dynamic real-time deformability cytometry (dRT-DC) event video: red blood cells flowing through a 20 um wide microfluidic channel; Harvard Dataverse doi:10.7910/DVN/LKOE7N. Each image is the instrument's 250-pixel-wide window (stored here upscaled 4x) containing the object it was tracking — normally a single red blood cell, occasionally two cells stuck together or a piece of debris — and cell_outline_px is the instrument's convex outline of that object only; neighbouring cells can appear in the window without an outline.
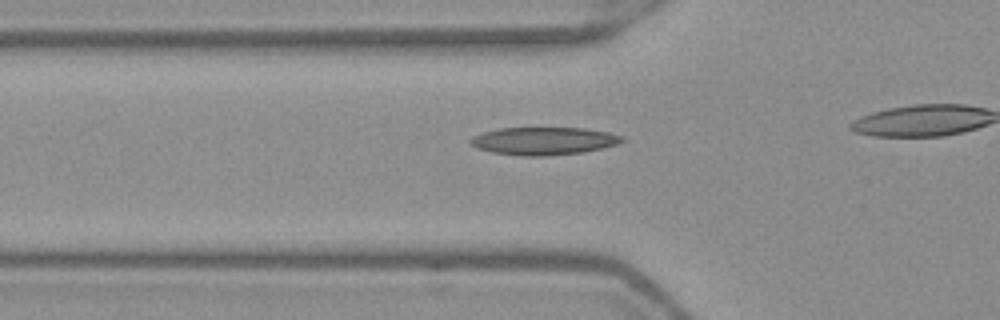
{"species": "Egyptian fruit bat (a non-hibernating species)", "species_latin": "Rousettus aegyptiacus", "temperature_condition": "warm", "stored_images_in_passage": 19, "camera_frame_rate_fps": 3000, "um_per_image_px": 0.085, "frame": {"image": 1, "passage_image": 14, "time_ms": 4.333, "image_size_px": [1000, 320], "cell_outline_px": [[624, 140], [616, 144], [584, 152], [548, 156], [520, 156], [492, 152], [476, 148], [468, 144], [468, 140], [472, 136], [484, 132], [500, 128], [584, 128], [608, 132], [624, 136]], "centroid_in_image_um": [46.17, 11.98], "position_along_channel_um": 79.6, "area_um2": 24.62}}